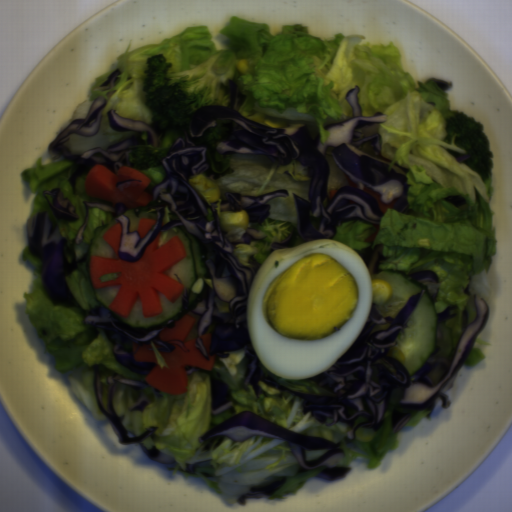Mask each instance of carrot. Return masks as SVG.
Returning a JSON list of instances; mask_svg holds the SVG:
<instances>
[{
  "label": "carrot",
  "instance_id": "obj_1",
  "mask_svg": "<svg viewBox=\"0 0 512 512\" xmlns=\"http://www.w3.org/2000/svg\"><path fill=\"white\" fill-rule=\"evenodd\" d=\"M103 238L112 248L115 258L102 255L90 256V278L93 289L118 286L109 309L128 317L137 299L141 301L144 318L163 313L159 292L171 303L181 296L183 285L169 277L166 272L186 256V251L177 236L162 245L161 231L146 247L136 262L121 260L119 257L122 240V226L114 225Z\"/></svg>",
  "mask_w": 512,
  "mask_h": 512
},
{
  "label": "carrot",
  "instance_id": "obj_2",
  "mask_svg": "<svg viewBox=\"0 0 512 512\" xmlns=\"http://www.w3.org/2000/svg\"><path fill=\"white\" fill-rule=\"evenodd\" d=\"M196 318L184 315L177 318L174 327H165L159 333L161 341L175 345L170 353L160 352L167 367L160 368L155 353L149 344H132L133 361L138 363H154L144 381L150 386L173 395L186 393L188 390V378L185 367L200 368L211 371L217 357L210 355L211 334L200 336V340L206 350L208 359L196 346V338L184 342L190 335Z\"/></svg>",
  "mask_w": 512,
  "mask_h": 512
},
{
  "label": "carrot",
  "instance_id": "obj_3",
  "mask_svg": "<svg viewBox=\"0 0 512 512\" xmlns=\"http://www.w3.org/2000/svg\"><path fill=\"white\" fill-rule=\"evenodd\" d=\"M150 182L147 176L130 166H120L114 174L96 164L86 175L84 187L89 197L109 201L112 205L122 204L126 212L150 204L153 199L148 188Z\"/></svg>",
  "mask_w": 512,
  "mask_h": 512
},
{
  "label": "carrot",
  "instance_id": "obj_4",
  "mask_svg": "<svg viewBox=\"0 0 512 512\" xmlns=\"http://www.w3.org/2000/svg\"><path fill=\"white\" fill-rule=\"evenodd\" d=\"M363 191L377 201L378 206H379V208H380V210H381V212L383 214L386 213L388 209H392L395 206L396 202H397V200L394 199L391 202L384 203L381 200V194H380L379 191L374 190V189L369 188V187H366V186L363 188Z\"/></svg>",
  "mask_w": 512,
  "mask_h": 512
},
{
  "label": "carrot",
  "instance_id": "obj_5",
  "mask_svg": "<svg viewBox=\"0 0 512 512\" xmlns=\"http://www.w3.org/2000/svg\"><path fill=\"white\" fill-rule=\"evenodd\" d=\"M156 222L157 221H153L142 217L138 223V227L136 230V232H138L139 234V239L143 238L151 230V228L155 225Z\"/></svg>",
  "mask_w": 512,
  "mask_h": 512
},
{
  "label": "carrot",
  "instance_id": "obj_6",
  "mask_svg": "<svg viewBox=\"0 0 512 512\" xmlns=\"http://www.w3.org/2000/svg\"><path fill=\"white\" fill-rule=\"evenodd\" d=\"M380 228H381V226H379V225L375 226V231H374L372 234H370V235L365 239V241H364V242H365V243H374V242H375V240H376V238H377V236H378V234H379Z\"/></svg>",
  "mask_w": 512,
  "mask_h": 512
},
{
  "label": "carrot",
  "instance_id": "obj_7",
  "mask_svg": "<svg viewBox=\"0 0 512 512\" xmlns=\"http://www.w3.org/2000/svg\"><path fill=\"white\" fill-rule=\"evenodd\" d=\"M343 175H344V177L346 179V182H347L348 186L355 187V188L359 189V183H357L354 180H352L347 173H343Z\"/></svg>",
  "mask_w": 512,
  "mask_h": 512
},
{
  "label": "carrot",
  "instance_id": "obj_8",
  "mask_svg": "<svg viewBox=\"0 0 512 512\" xmlns=\"http://www.w3.org/2000/svg\"><path fill=\"white\" fill-rule=\"evenodd\" d=\"M336 195H337V190L336 189L329 190L328 199L331 201Z\"/></svg>",
  "mask_w": 512,
  "mask_h": 512
}]
</instances>
